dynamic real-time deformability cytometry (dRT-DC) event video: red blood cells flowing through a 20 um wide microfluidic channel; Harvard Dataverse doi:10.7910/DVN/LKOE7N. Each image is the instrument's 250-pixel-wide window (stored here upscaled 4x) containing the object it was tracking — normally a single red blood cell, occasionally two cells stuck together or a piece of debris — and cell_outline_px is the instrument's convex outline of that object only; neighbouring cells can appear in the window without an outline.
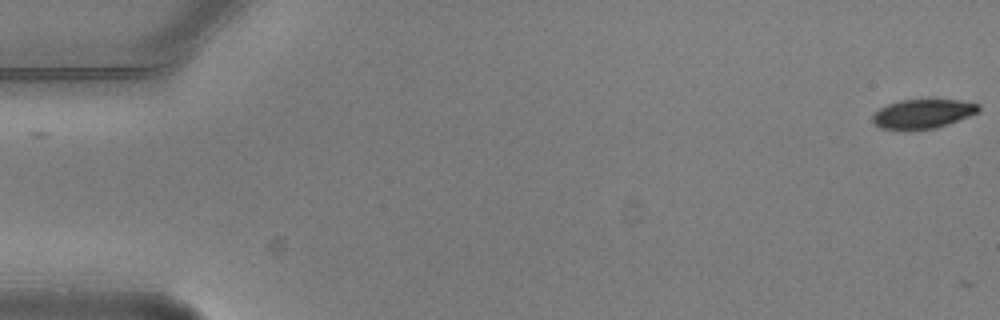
{"species": "common noctule bat (a hibernating species)", "species_latin": "Nyctalus noctula", "temperature_condition": "warm", "stored_images_in_passage": 2, "camera_frame_rate_fps": 3000, "um_per_image_px": 0.085, "animal": {"sex": "male", "body_mass_g": 20.5, "forearm_length_mm": 52.5}, "frame": {"image": 1, "passage_image": 2, "time_ms": 0.333, "image_size_px": [1000, 320], "cell_outline_px": [[980, 112], [948, 124], [936, 128], [880, 128], [872, 120], [872, 116], [880, 108], [888, 104], [900, 100], [960, 100], [980, 104]], "centroid_in_image_um": [78.5, 9.65], "position_along_channel_um": 6.5, "area_um2": 17.63}}